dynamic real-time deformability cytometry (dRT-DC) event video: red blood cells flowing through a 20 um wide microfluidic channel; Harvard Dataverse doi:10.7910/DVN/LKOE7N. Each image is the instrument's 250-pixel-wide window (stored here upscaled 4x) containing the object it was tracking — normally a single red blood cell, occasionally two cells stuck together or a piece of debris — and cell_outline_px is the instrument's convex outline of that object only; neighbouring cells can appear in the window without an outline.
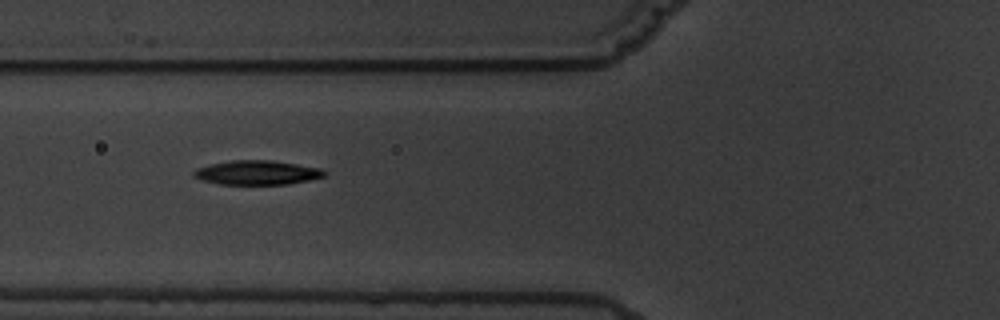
{"species": "common noctule bat (a hibernating species)", "species_latin": "Nyctalus noctula", "temperature_condition": "warm", "stored_images_in_passage": 9, "camera_frame_rate_fps": 3000, "um_per_image_px": 0.085, "animal": {"sex": "male", "body_mass_g": 19.5, "forearm_length_mm": 54.6}, "frame": {"image": 1, "passage_image": 7, "time_ms": 7.0, "image_size_px": [1000, 320], "cell_outline_px": [[328, 172], [324, 176], [308, 180], [288, 184], [220, 184], [204, 180], [192, 176], [192, 172], [196, 168], [208, 164], [232, 160], [272, 160], [320, 168]], "centroid_in_image_um": [21.83, 14.66], "position_along_channel_um": 104.0, "area_um2": 18.44}}
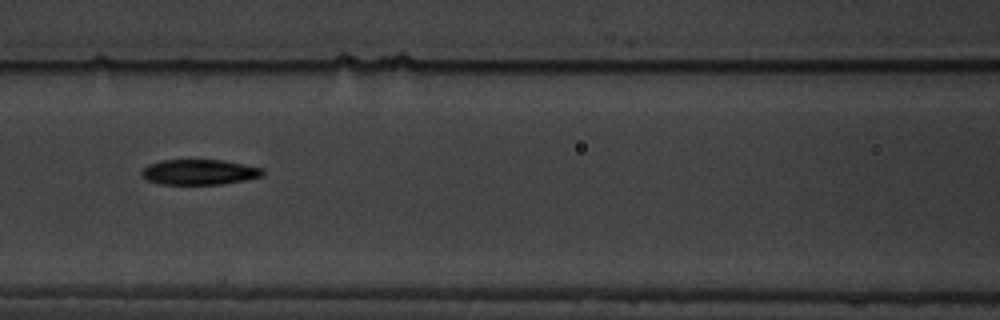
{"frame": {"image": 2, "passage_image": 8, "time_ms": 8.333, "image_size_px": [1000, 320], "cell_outline_px": [[264, 176], [224, 184], [160, 184], [148, 180], [140, 172], [148, 164], [160, 160], [224, 160], [264, 168]], "centroid_in_image_um": [16.98, 14.62], "position_along_channel_um": 149.6, "area_um2": 17.92}}